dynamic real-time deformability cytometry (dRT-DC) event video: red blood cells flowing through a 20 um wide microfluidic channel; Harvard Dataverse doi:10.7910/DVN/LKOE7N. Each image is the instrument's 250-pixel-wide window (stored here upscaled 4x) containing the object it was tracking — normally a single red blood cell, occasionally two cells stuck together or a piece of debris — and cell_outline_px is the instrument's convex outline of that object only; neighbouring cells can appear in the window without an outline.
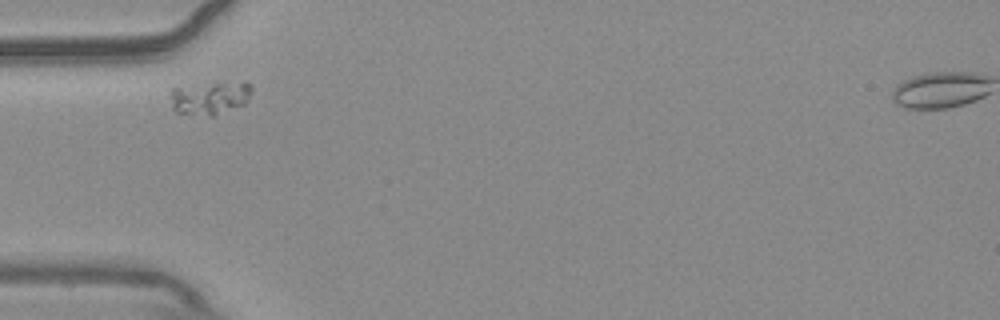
{"species": "common noctule bat (a hibernating species)", "species_latin": "Nyctalus noctula", "temperature_condition": "warm", "stored_images_in_passage": 34, "camera_frame_rate_fps": 3000, "um_per_image_px": 0.085, "animal": {"sex": "male", "body_mass_g": 20.4}, "frame": {"image": 1, "passage_image": 1, "time_ms": 0.0, "image_size_px": [1000, 320], "cell_outline_px": [[252, 92], [248, 100], [244, 104], [212, 116], [176, 112], [172, 108], [172, 88], [176, 84], [244, 80], [248, 80], [252, 84]], "centroid_in_image_um": [17.87, 8.23], "position_along_channel_um": 67.1, "area_um2": 16.53}}
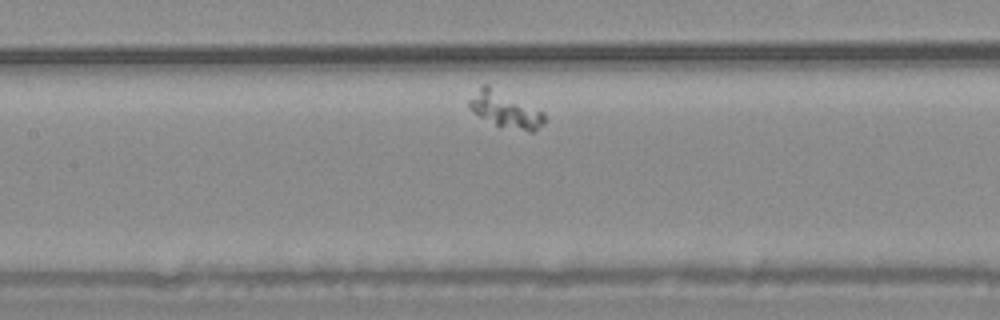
{"frame": {"image": 2, "passage_image": 10, "time_ms": 3.0, "image_size_px": [1000, 320], "cell_outline_px": [[544, 124], [532, 132], [528, 132], [496, 124], [480, 116], [468, 108], [468, 100], [480, 84], [488, 84], [544, 112]], "centroid_in_image_um": [42.92, 9.29], "position_along_channel_um": 164.5, "area_um2": 15.61}}
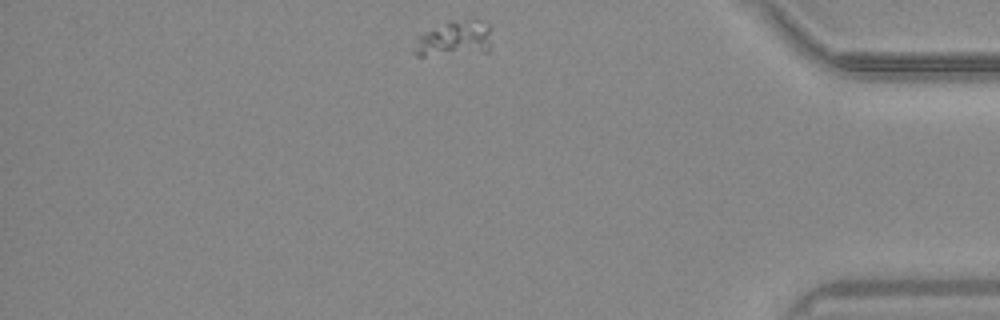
{"frame": {"image": 3, "passage_image": 34, "time_ms": 11.0, "image_size_px": [1000, 320], "cell_outline_px": [[492, 28], [488, 52], [424, 56], [416, 56], [412, 52], [412, 48], [420, 36], [424, 32], [448, 20], [480, 20], [488, 24]], "centroid_in_image_um": [38.63, 3.29], "position_along_channel_um": 396.6, "area_um2": 16.36}}